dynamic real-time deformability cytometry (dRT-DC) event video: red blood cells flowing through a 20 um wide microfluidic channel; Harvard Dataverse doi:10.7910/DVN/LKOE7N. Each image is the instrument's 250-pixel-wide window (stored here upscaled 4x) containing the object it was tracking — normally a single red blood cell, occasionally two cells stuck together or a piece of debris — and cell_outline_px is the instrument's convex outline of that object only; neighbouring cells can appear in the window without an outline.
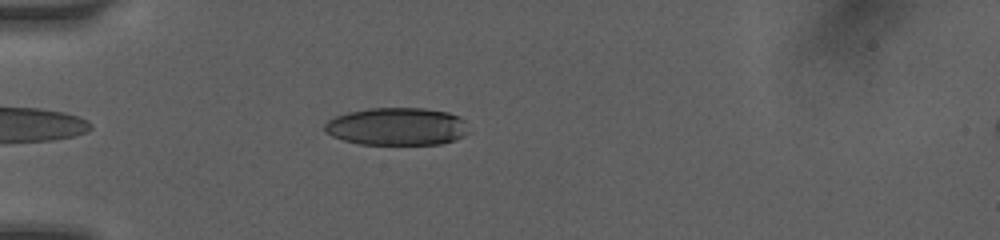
{"species": "human", "species_latin": "Homo sapiens", "temperature_condition": "room temperature", "stored_images_in_passage": 26, "camera_frame_rate_fps": 3000, "um_per_image_px": 0.085, "donor": {"sex": "female"}, "frame": {"image": 1, "passage_image": 8, "time_ms": 1.333, "image_size_px": [1000, 240], "cell_outline_px": [[468, 132], [464, 136], [456, 140], [440, 144], [360, 144], [344, 140], [332, 136], [324, 132], [324, 124], [328, 120], [336, 116], [348, 112], [368, 108], [424, 108], [448, 112], [460, 116], [464, 120]], "centroid_in_image_um": [33.74, 10.75], "position_along_channel_um": 51.3, "area_um2": 31.79}}
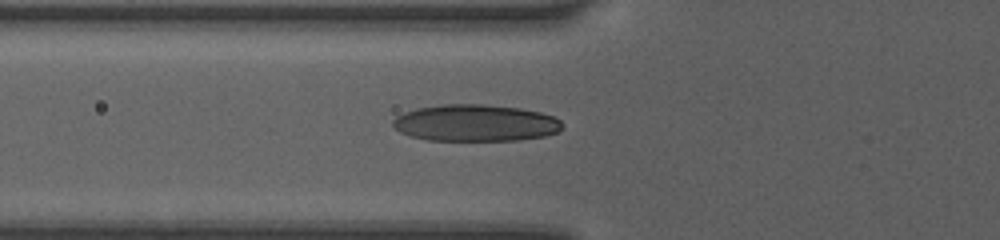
{"frame": {"image": 2, "passage_image": 16, "time_ms": 2.667, "image_size_px": [1000, 240], "cell_outline_px": [[564, 128], [556, 132], [544, 136], [516, 140], [428, 140], [412, 136], [400, 132], [392, 124], [392, 120], [396, 116], [404, 112], [416, 108], [444, 104], [484, 104], [520, 108], [540, 112], [552, 116], [560, 120], [564, 124]], "centroid_in_image_um": [40.42, 10.44], "position_along_channel_um": 85.4, "area_um2": 36.3}}
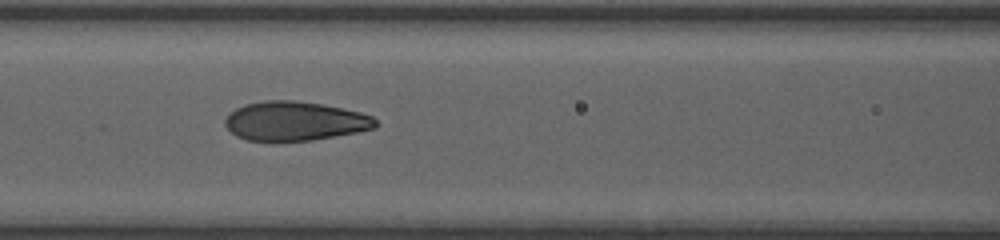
{"frame": {"image": 3, "passage_image": 24, "time_ms": 4.0, "image_size_px": [1000, 240], "cell_outline_px": [[376, 128], [356, 132], [312, 140], [248, 140], [236, 136], [224, 124], [224, 120], [236, 108], [244, 104], [264, 100], [296, 100], [320, 104], [360, 112], [372, 116], [376, 120]], "centroid_in_image_um": [25.05, 10.28], "position_along_channel_um": 141.5, "area_um2": 33.93}}